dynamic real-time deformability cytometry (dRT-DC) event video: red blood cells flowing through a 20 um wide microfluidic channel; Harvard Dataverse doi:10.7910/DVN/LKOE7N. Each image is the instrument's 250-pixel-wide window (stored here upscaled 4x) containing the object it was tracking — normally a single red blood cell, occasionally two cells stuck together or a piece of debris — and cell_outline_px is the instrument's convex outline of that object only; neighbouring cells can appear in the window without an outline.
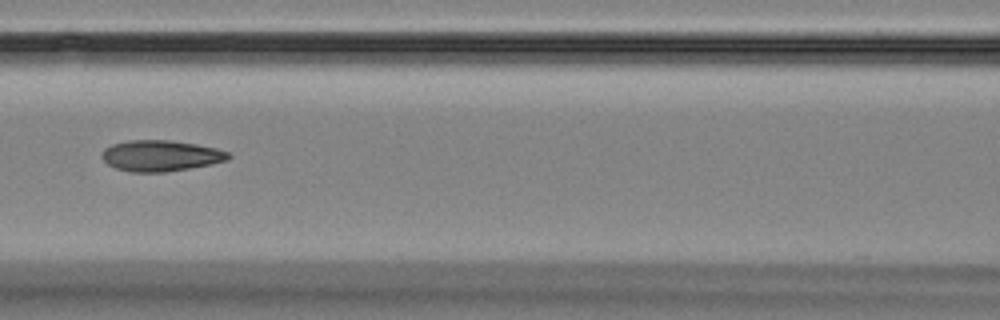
{"species": "Egyptian fruit bat (a non-hibernating species)", "species_latin": "Rousettus aegyptiacus", "temperature_condition": "room temperature", "stored_images_in_passage": 5, "camera_frame_rate_fps": 3000, "um_per_image_px": 0.085, "animal": {"sex": "female"}, "frame": {"image": 1, "passage_image": 3, "time_ms": 2.333, "image_size_px": [1000, 320], "cell_outline_px": [[232, 156], [228, 160], [188, 168], [164, 172], [132, 172], [116, 168], [108, 164], [100, 156], [100, 152], [104, 148], [112, 144], [132, 140], [172, 140], [196, 144], [216, 148], [228, 152]], "centroid_in_image_um": [13.63, 13.23], "position_along_channel_um": 153.0, "area_um2": 22.77}}
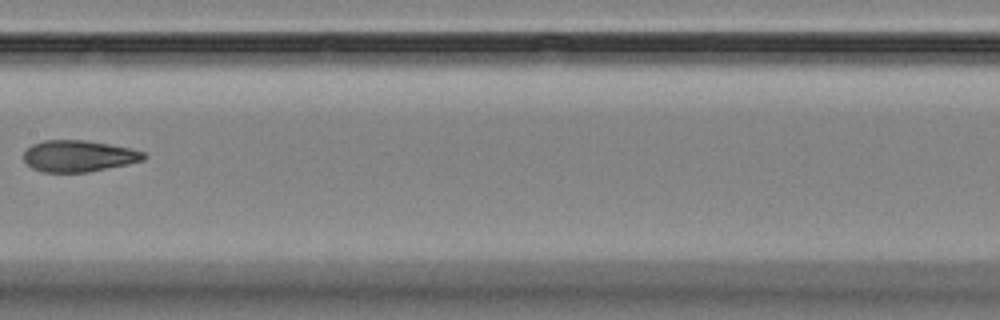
{"frame": {"image": 2, "passage_image": 4, "time_ms": 3.667, "image_size_px": [1000, 320], "cell_outline_px": [[148, 156], [144, 160], [128, 164], [88, 172], [44, 172], [32, 168], [24, 160], [24, 152], [32, 144], [44, 140], [84, 140], [108, 144], [128, 148], [144, 152]], "centroid_in_image_um": [6.69, 13.26], "position_along_channel_um": 200.7, "area_um2": 21.91}}
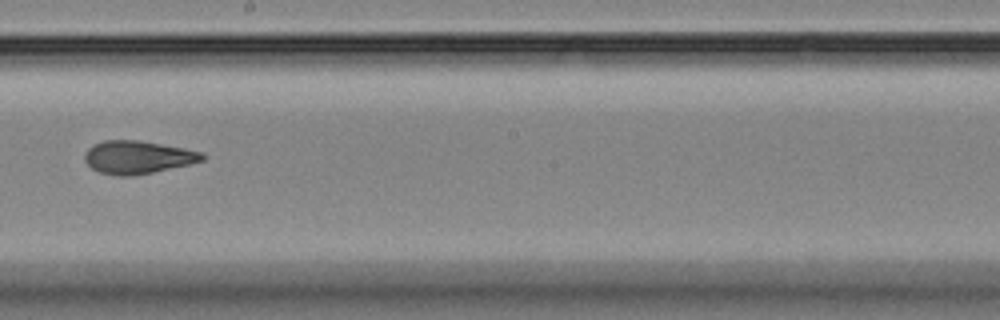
{"frame": {"image": 3, "passage_image": 5, "time_ms": 4.667, "image_size_px": [1000, 320], "cell_outline_px": [[204, 160], [188, 164], [152, 172], [132, 176], [116, 176], [100, 172], [92, 168], [84, 160], [84, 156], [88, 148], [92, 144], [104, 140], [136, 140], [184, 148], [204, 152]], "centroid_in_image_um": [11.67, 13.36], "position_along_channel_um": 236.5, "area_um2": 22.43}}